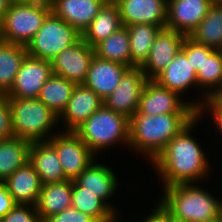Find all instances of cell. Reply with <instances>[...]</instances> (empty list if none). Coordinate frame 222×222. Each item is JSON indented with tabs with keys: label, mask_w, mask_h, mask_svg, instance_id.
I'll list each match as a JSON object with an SVG mask.
<instances>
[{
	"label": "cell",
	"mask_w": 222,
	"mask_h": 222,
	"mask_svg": "<svg viewBox=\"0 0 222 222\" xmlns=\"http://www.w3.org/2000/svg\"><path fill=\"white\" fill-rule=\"evenodd\" d=\"M120 214H121V213H119V214L115 213L112 217H110L109 219L104 220V221H102V222H122V220H120V218H119V217H121ZM118 215H119V216H118ZM118 218H119V219H118ZM123 222H125V221H123ZM128 222H129V221H128Z\"/></svg>",
	"instance_id": "42"
},
{
	"label": "cell",
	"mask_w": 222,
	"mask_h": 222,
	"mask_svg": "<svg viewBox=\"0 0 222 222\" xmlns=\"http://www.w3.org/2000/svg\"><path fill=\"white\" fill-rule=\"evenodd\" d=\"M50 12L49 0H14L0 23V40L26 46Z\"/></svg>",
	"instance_id": "6"
},
{
	"label": "cell",
	"mask_w": 222,
	"mask_h": 222,
	"mask_svg": "<svg viewBox=\"0 0 222 222\" xmlns=\"http://www.w3.org/2000/svg\"><path fill=\"white\" fill-rule=\"evenodd\" d=\"M122 26L117 4L113 0H108L90 25L83 31L82 39L94 47Z\"/></svg>",
	"instance_id": "24"
},
{
	"label": "cell",
	"mask_w": 222,
	"mask_h": 222,
	"mask_svg": "<svg viewBox=\"0 0 222 222\" xmlns=\"http://www.w3.org/2000/svg\"><path fill=\"white\" fill-rule=\"evenodd\" d=\"M14 0H0V23L2 22L5 12Z\"/></svg>",
	"instance_id": "40"
},
{
	"label": "cell",
	"mask_w": 222,
	"mask_h": 222,
	"mask_svg": "<svg viewBox=\"0 0 222 222\" xmlns=\"http://www.w3.org/2000/svg\"><path fill=\"white\" fill-rule=\"evenodd\" d=\"M103 105V100L83 84L73 88L66 109L59 116L62 131H74ZM64 122V123H63ZM65 128V129H64Z\"/></svg>",
	"instance_id": "16"
},
{
	"label": "cell",
	"mask_w": 222,
	"mask_h": 222,
	"mask_svg": "<svg viewBox=\"0 0 222 222\" xmlns=\"http://www.w3.org/2000/svg\"><path fill=\"white\" fill-rule=\"evenodd\" d=\"M95 55L101 59L124 64L130 68L131 53L129 46V33L126 26H122L106 39L94 46Z\"/></svg>",
	"instance_id": "27"
},
{
	"label": "cell",
	"mask_w": 222,
	"mask_h": 222,
	"mask_svg": "<svg viewBox=\"0 0 222 222\" xmlns=\"http://www.w3.org/2000/svg\"><path fill=\"white\" fill-rule=\"evenodd\" d=\"M129 68L124 64L101 59L95 55L83 85L92 89L104 100L118 86L122 76Z\"/></svg>",
	"instance_id": "18"
},
{
	"label": "cell",
	"mask_w": 222,
	"mask_h": 222,
	"mask_svg": "<svg viewBox=\"0 0 222 222\" xmlns=\"http://www.w3.org/2000/svg\"><path fill=\"white\" fill-rule=\"evenodd\" d=\"M213 3L222 4V0H212Z\"/></svg>",
	"instance_id": "45"
},
{
	"label": "cell",
	"mask_w": 222,
	"mask_h": 222,
	"mask_svg": "<svg viewBox=\"0 0 222 222\" xmlns=\"http://www.w3.org/2000/svg\"><path fill=\"white\" fill-rule=\"evenodd\" d=\"M94 56V47L81 38L51 60L53 74L64 77L76 85L83 84Z\"/></svg>",
	"instance_id": "12"
},
{
	"label": "cell",
	"mask_w": 222,
	"mask_h": 222,
	"mask_svg": "<svg viewBox=\"0 0 222 222\" xmlns=\"http://www.w3.org/2000/svg\"><path fill=\"white\" fill-rule=\"evenodd\" d=\"M0 222H42V220L34 205L17 204L0 219Z\"/></svg>",
	"instance_id": "34"
},
{
	"label": "cell",
	"mask_w": 222,
	"mask_h": 222,
	"mask_svg": "<svg viewBox=\"0 0 222 222\" xmlns=\"http://www.w3.org/2000/svg\"><path fill=\"white\" fill-rule=\"evenodd\" d=\"M72 206L92 216L98 222L107 220L115 214L101 198L86 191V188L80 186L75 180H72Z\"/></svg>",
	"instance_id": "32"
},
{
	"label": "cell",
	"mask_w": 222,
	"mask_h": 222,
	"mask_svg": "<svg viewBox=\"0 0 222 222\" xmlns=\"http://www.w3.org/2000/svg\"><path fill=\"white\" fill-rule=\"evenodd\" d=\"M43 222H98L92 216L83 213L73 206L64 209L62 212L47 217Z\"/></svg>",
	"instance_id": "37"
},
{
	"label": "cell",
	"mask_w": 222,
	"mask_h": 222,
	"mask_svg": "<svg viewBox=\"0 0 222 222\" xmlns=\"http://www.w3.org/2000/svg\"><path fill=\"white\" fill-rule=\"evenodd\" d=\"M165 3H169V2H171L172 0H163Z\"/></svg>",
	"instance_id": "46"
},
{
	"label": "cell",
	"mask_w": 222,
	"mask_h": 222,
	"mask_svg": "<svg viewBox=\"0 0 222 222\" xmlns=\"http://www.w3.org/2000/svg\"><path fill=\"white\" fill-rule=\"evenodd\" d=\"M189 37L197 43L222 50V4L213 3L205 18Z\"/></svg>",
	"instance_id": "29"
},
{
	"label": "cell",
	"mask_w": 222,
	"mask_h": 222,
	"mask_svg": "<svg viewBox=\"0 0 222 222\" xmlns=\"http://www.w3.org/2000/svg\"><path fill=\"white\" fill-rule=\"evenodd\" d=\"M170 222H188V221H186V220H180V219H177V218H175V217H171V219H170Z\"/></svg>",
	"instance_id": "44"
},
{
	"label": "cell",
	"mask_w": 222,
	"mask_h": 222,
	"mask_svg": "<svg viewBox=\"0 0 222 222\" xmlns=\"http://www.w3.org/2000/svg\"><path fill=\"white\" fill-rule=\"evenodd\" d=\"M181 96L148 79L139 100L140 114L156 116L168 113H197L199 101H185Z\"/></svg>",
	"instance_id": "8"
},
{
	"label": "cell",
	"mask_w": 222,
	"mask_h": 222,
	"mask_svg": "<svg viewBox=\"0 0 222 222\" xmlns=\"http://www.w3.org/2000/svg\"><path fill=\"white\" fill-rule=\"evenodd\" d=\"M212 0H172L167 4L166 28L189 36L207 15Z\"/></svg>",
	"instance_id": "14"
},
{
	"label": "cell",
	"mask_w": 222,
	"mask_h": 222,
	"mask_svg": "<svg viewBox=\"0 0 222 222\" xmlns=\"http://www.w3.org/2000/svg\"><path fill=\"white\" fill-rule=\"evenodd\" d=\"M17 203L9 194L4 182H0V219L11 211Z\"/></svg>",
	"instance_id": "39"
},
{
	"label": "cell",
	"mask_w": 222,
	"mask_h": 222,
	"mask_svg": "<svg viewBox=\"0 0 222 222\" xmlns=\"http://www.w3.org/2000/svg\"><path fill=\"white\" fill-rule=\"evenodd\" d=\"M200 120L197 116L150 163L161 178L163 187L189 183L199 185L201 180L209 178L213 167L210 166L201 143L191 135Z\"/></svg>",
	"instance_id": "1"
},
{
	"label": "cell",
	"mask_w": 222,
	"mask_h": 222,
	"mask_svg": "<svg viewBox=\"0 0 222 222\" xmlns=\"http://www.w3.org/2000/svg\"><path fill=\"white\" fill-rule=\"evenodd\" d=\"M197 85L202 90L199 108L206 97L212 96L222 88V50H215L212 54H204V63L197 72ZM204 90V91H203Z\"/></svg>",
	"instance_id": "28"
},
{
	"label": "cell",
	"mask_w": 222,
	"mask_h": 222,
	"mask_svg": "<svg viewBox=\"0 0 222 222\" xmlns=\"http://www.w3.org/2000/svg\"><path fill=\"white\" fill-rule=\"evenodd\" d=\"M129 33L131 64L140 67L147 59L159 26L139 23L126 26Z\"/></svg>",
	"instance_id": "31"
},
{
	"label": "cell",
	"mask_w": 222,
	"mask_h": 222,
	"mask_svg": "<svg viewBox=\"0 0 222 222\" xmlns=\"http://www.w3.org/2000/svg\"><path fill=\"white\" fill-rule=\"evenodd\" d=\"M123 26L145 23L166 27L167 3L163 0H113Z\"/></svg>",
	"instance_id": "15"
},
{
	"label": "cell",
	"mask_w": 222,
	"mask_h": 222,
	"mask_svg": "<svg viewBox=\"0 0 222 222\" xmlns=\"http://www.w3.org/2000/svg\"><path fill=\"white\" fill-rule=\"evenodd\" d=\"M212 97L222 106V88L218 89Z\"/></svg>",
	"instance_id": "41"
},
{
	"label": "cell",
	"mask_w": 222,
	"mask_h": 222,
	"mask_svg": "<svg viewBox=\"0 0 222 222\" xmlns=\"http://www.w3.org/2000/svg\"><path fill=\"white\" fill-rule=\"evenodd\" d=\"M13 136L10 101L7 97L0 95V141Z\"/></svg>",
	"instance_id": "36"
},
{
	"label": "cell",
	"mask_w": 222,
	"mask_h": 222,
	"mask_svg": "<svg viewBox=\"0 0 222 222\" xmlns=\"http://www.w3.org/2000/svg\"><path fill=\"white\" fill-rule=\"evenodd\" d=\"M186 35L179 31L162 28L156 34L147 59L140 66L148 79H154L180 51Z\"/></svg>",
	"instance_id": "13"
},
{
	"label": "cell",
	"mask_w": 222,
	"mask_h": 222,
	"mask_svg": "<svg viewBox=\"0 0 222 222\" xmlns=\"http://www.w3.org/2000/svg\"><path fill=\"white\" fill-rule=\"evenodd\" d=\"M75 86L74 82L52 74L41 88L38 99L60 116L66 109Z\"/></svg>",
	"instance_id": "30"
},
{
	"label": "cell",
	"mask_w": 222,
	"mask_h": 222,
	"mask_svg": "<svg viewBox=\"0 0 222 222\" xmlns=\"http://www.w3.org/2000/svg\"><path fill=\"white\" fill-rule=\"evenodd\" d=\"M196 183L163 187L159 200L172 216L188 222H205L222 214V200Z\"/></svg>",
	"instance_id": "3"
},
{
	"label": "cell",
	"mask_w": 222,
	"mask_h": 222,
	"mask_svg": "<svg viewBox=\"0 0 222 222\" xmlns=\"http://www.w3.org/2000/svg\"><path fill=\"white\" fill-rule=\"evenodd\" d=\"M72 206V180L42 185L36 202V210L42 222L49 216L58 214Z\"/></svg>",
	"instance_id": "23"
},
{
	"label": "cell",
	"mask_w": 222,
	"mask_h": 222,
	"mask_svg": "<svg viewBox=\"0 0 222 222\" xmlns=\"http://www.w3.org/2000/svg\"><path fill=\"white\" fill-rule=\"evenodd\" d=\"M15 137L32 142L48 141L59 124V116L38 98H8Z\"/></svg>",
	"instance_id": "5"
},
{
	"label": "cell",
	"mask_w": 222,
	"mask_h": 222,
	"mask_svg": "<svg viewBox=\"0 0 222 222\" xmlns=\"http://www.w3.org/2000/svg\"><path fill=\"white\" fill-rule=\"evenodd\" d=\"M155 207L156 208L151 209L153 211L149 213L146 218H142L140 222H170L172 214L160 200L155 204Z\"/></svg>",
	"instance_id": "38"
},
{
	"label": "cell",
	"mask_w": 222,
	"mask_h": 222,
	"mask_svg": "<svg viewBox=\"0 0 222 222\" xmlns=\"http://www.w3.org/2000/svg\"><path fill=\"white\" fill-rule=\"evenodd\" d=\"M82 38V34L52 11L26 45L28 55L51 61Z\"/></svg>",
	"instance_id": "7"
},
{
	"label": "cell",
	"mask_w": 222,
	"mask_h": 222,
	"mask_svg": "<svg viewBox=\"0 0 222 222\" xmlns=\"http://www.w3.org/2000/svg\"><path fill=\"white\" fill-rule=\"evenodd\" d=\"M205 222H222V214H220L217 218L212 219V220H208Z\"/></svg>",
	"instance_id": "43"
},
{
	"label": "cell",
	"mask_w": 222,
	"mask_h": 222,
	"mask_svg": "<svg viewBox=\"0 0 222 222\" xmlns=\"http://www.w3.org/2000/svg\"><path fill=\"white\" fill-rule=\"evenodd\" d=\"M207 113L209 116L211 115V120H214L213 124L217 128L216 131H219L217 133L222 135V106L212 96L205 98L202 105L197 110V116L203 119V117L208 116Z\"/></svg>",
	"instance_id": "35"
},
{
	"label": "cell",
	"mask_w": 222,
	"mask_h": 222,
	"mask_svg": "<svg viewBox=\"0 0 222 222\" xmlns=\"http://www.w3.org/2000/svg\"><path fill=\"white\" fill-rule=\"evenodd\" d=\"M197 113L150 116L138 111L129 119V147L151 163L167 143L195 118Z\"/></svg>",
	"instance_id": "2"
},
{
	"label": "cell",
	"mask_w": 222,
	"mask_h": 222,
	"mask_svg": "<svg viewBox=\"0 0 222 222\" xmlns=\"http://www.w3.org/2000/svg\"><path fill=\"white\" fill-rule=\"evenodd\" d=\"M29 162L38 173L42 185L67 180L56 149L49 141L30 144Z\"/></svg>",
	"instance_id": "21"
},
{
	"label": "cell",
	"mask_w": 222,
	"mask_h": 222,
	"mask_svg": "<svg viewBox=\"0 0 222 222\" xmlns=\"http://www.w3.org/2000/svg\"><path fill=\"white\" fill-rule=\"evenodd\" d=\"M30 144L15 136L0 141V182L29 161Z\"/></svg>",
	"instance_id": "26"
},
{
	"label": "cell",
	"mask_w": 222,
	"mask_h": 222,
	"mask_svg": "<svg viewBox=\"0 0 222 222\" xmlns=\"http://www.w3.org/2000/svg\"><path fill=\"white\" fill-rule=\"evenodd\" d=\"M17 204L36 205L42 182L33 165L27 161L3 181Z\"/></svg>",
	"instance_id": "22"
},
{
	"label": "cell",
	"mask_w": 222,
	"mask_h": 222,
	"mask_svg": "<svg viewBox=\"0 0 222 222\" xmlns=\"http://www.w3.org/2000/svg\"><path fill=\"white\" fill-rule=\"evenodd\" d=\"M28 55L25 45L0 40V95L4 96L14 83L21 63Z\"/></svg>",
	"instance_id": "25"
},
{
	"label": "cell",
	"mask_w": 222,
	"mask_h": 222,
	"mask_svg": "<svg viewBox=\"0 0 222 222\" xmlns=\"http://www.w3.org/2000/svg\"><path fill=\"white\" fill-rule=\"evenodd\" d=\"M51 11L81 34L108 0H49Z\"/></svg>",
	"instance_id": "19"
},
{
	"label": "cell",
	"mask_w": 222,
	"mask_h": 222,
	"mask_svg": "<svg viewBox=\"0 0 222 222\" xmlns=\"http://www.w3.org/2000/svg\"><path fill=\"white\" fill-rule=\"evenodd\" d=\"M51 61L27 55L21 63L11 88L4 95L7 98H38L41 88L52 76Z\"/></svg>",
	"instance_id": "10"
},
{
	"label": "cell",
	"mask_w": 222,
	"mask_h": 222,
	"mask_svg": "<svg viewBox=\"0 0 222 222\" xmlns=\"http://www.w3.org/2000/svg\"><path fill=\"white\" fill-rule=\"evenodd\" d=\"M56 149L65 177L75 180L96 155L74 131H59L48 140Z\"/></svg>",
	"instance_id": "9"
},
{
	"label": "cell",
	"mask_w": 222,
	"mask_h": 222,
	"mask_svg": "<svg viewBox=\"0 0 222 222\" xmlns=\"http://www.w3.org/2000/svg\"><path fill=\"white\" fill-rule=\"evenodd\" d=\"M147 81L140 67L129 68L103 104L130 119L138 111L140 96Z\"/></svg>",
	"instance_id": "11"
},
{
	"label": "cell",
	"mask_w": 222,
	"mask_h": 222,
	"mask_svg": "<svg viewBox=\"0 0 222 222\" xmlns=\"http://www.w3.org/2000/svg\"><path fill=\"white\" fill-rule=\"evenodd\" d=\"M153 80L160 86L178 93L182 98L186 91L198 87L196 71L187 59L186 53L180 49L174 59Z\"/></svg>",
	"instance_id": "20"
},
{
	"label": "cell",
	"mask_w": 222,
	"mask_h": 222,
	"mask_svg": "<svg viewBox=\"0 0 222 222\" xmlns=\"http://www.w3.org/2000/svg\"><path fill=\"white\" fill-rule=\"evenodd\" d=\"M181 49L186 53L187 59H190L192 68L197 70L204 63V54H212L216 49L197 43L189 36L184 38Z\"/></svg>",
	"instance_id": "33"
},
{
	"label": "cell",
	"mask_w": 222,
	"mask_h": 222,
	"mask_svg": "<svg viewBox=\"0 0 222 222\" xmlns=\"http://www.w3.org/2000/svg\"><path fill=\"white\" fill-rule=\"evenodd\" d=\"M96 159L75 179L82 187L101 198L115 213H118L113 202L109 200L118 191V175L104 163L95 162ZM114 195V196H113Z\"/></svg>",
	"instance_id": "17"
},
{
	"label": "cell",
	"mask_w": 222,
	"mask_h": 222,
	"mask_svg": "<svg viewBox=\"0 0 222 222\" xmlns=\"http://www.w3.org/2000/svg\"><path fill=\"white\" fill-rule=\"evenodd\" d=\"M74 132L97 157L114 144L129 146V118L104 104Z\"/></svg>",
	"instance_id": "4"
}]
</instances>
